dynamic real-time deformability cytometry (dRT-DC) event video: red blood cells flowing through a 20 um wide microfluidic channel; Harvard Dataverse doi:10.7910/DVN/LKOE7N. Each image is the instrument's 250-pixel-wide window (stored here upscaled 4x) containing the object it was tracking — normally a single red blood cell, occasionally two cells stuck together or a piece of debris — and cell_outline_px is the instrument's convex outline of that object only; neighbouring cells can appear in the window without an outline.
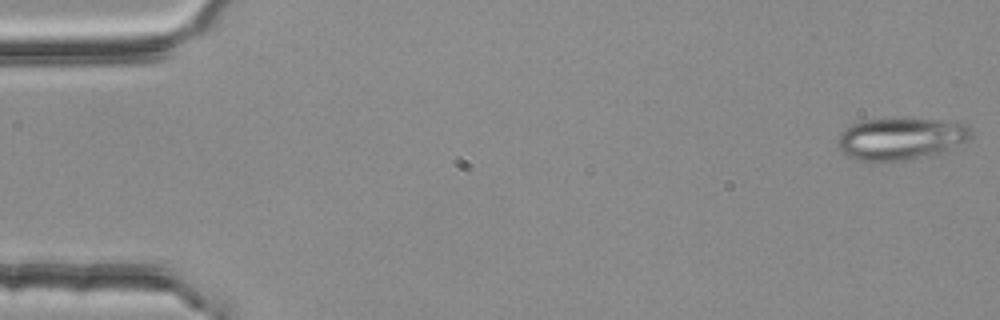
{"species": "common noctule bat (a hibernating species)", "species_latin": "Nyctalus noctula", "temperature_condition": "room temperature", "stored_images_in_passage": 5, "camera_frame_rate_fps": 3000, "um_per_image_px": 0.085, "animal": {"sex": "female", "body_mass_g": 25.1}, "frame": {"image": 1, "passage_image": 1, "time_ms": 0.0, "image_size_px": [1000, 320], "cell_outline_px": [[972, 136], [940, 152], [900, 160], [860, 160], [848, 156], [836, 144], [836, 140], [840, 132], [852, 124], [868, 120], [940, 120], [964, 124], [972, 128]], "centroid_in_image_um": [76.51, 11.78], "position_along_channel_um": 8.5, "area_um2": 31.33}}